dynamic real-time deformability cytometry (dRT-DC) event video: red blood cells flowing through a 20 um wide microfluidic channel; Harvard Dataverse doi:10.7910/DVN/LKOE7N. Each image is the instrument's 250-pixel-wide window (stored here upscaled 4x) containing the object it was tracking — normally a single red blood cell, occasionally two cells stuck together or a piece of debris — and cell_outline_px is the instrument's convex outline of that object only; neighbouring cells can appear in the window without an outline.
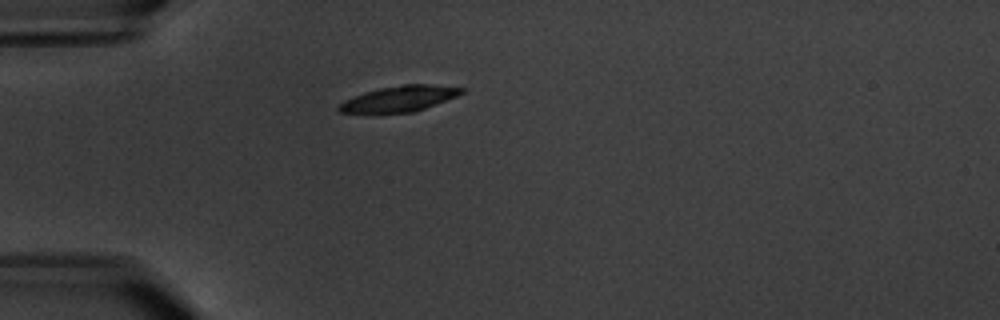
{"species": "common noctule bat (a hibernating species)", "species_latin": "Nyctalus noctula", "temperature_condition": "warm", "stored_images_in_passage": 3, "camera_frame_rate_fps": 3000, "um_per_image_px": 0.085, "animal": {"sex": "male", "body_mass_g": 20.1, "forearm_length_mm": 53.5}, "frame": {"image": 1, "passage_image": 3, "time_ms": 3.0, "image_size_px": [1000, 320], "cell_outline_px": [[464, 92], [456, 96], [436, 104], [412, 112], [340, 112], [336, 108], [344, 100], [352, 96], [364, 92], [380, 88], [400, 84], [432, 84], [464, 88]], "centroid_in_image_um": [33.94, 8.37], "position_along_channel_um": 51.1, "area_um2": 18.09}}